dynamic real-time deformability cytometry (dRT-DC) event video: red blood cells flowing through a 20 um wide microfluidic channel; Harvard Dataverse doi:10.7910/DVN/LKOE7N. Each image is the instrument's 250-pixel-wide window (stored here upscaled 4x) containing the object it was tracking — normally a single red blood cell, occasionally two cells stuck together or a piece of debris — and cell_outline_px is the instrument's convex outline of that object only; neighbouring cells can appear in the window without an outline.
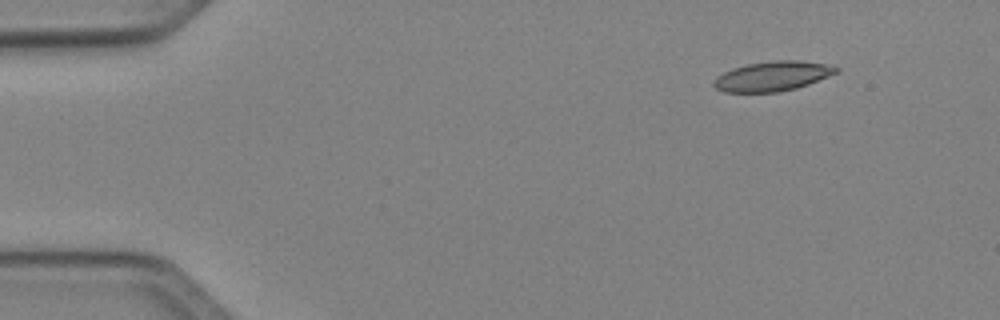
{"species": "Egyptian fruit bat (a non-hibernating species)", "species_latin": "Rousettus aegyptiacus", "temperature_condition": "cold", "stored_images_in_passage": 5, "camera_frame_rate_fps": 3000, "um_per_image_px": 0.085, "animal": {"sex": "female"}, "frame": {"image": 1, "passage_image": 1, "time_ms": 0.0, "image_size_px": [1000, 320], "cell_outline_px": [[840, 68], [836, 72], [828, 76], [808, 84], [796, 88], [776, 92], [724, 92], [716, 88], [712, 84], [716, 76], [732, 68], [748, 64], [772, 60], [800, 60], [824, 64]], "centroid_in_image_um": [65.62, 6.47], "position_along_channel_um": 19.4, "area_um2": 21.04}}
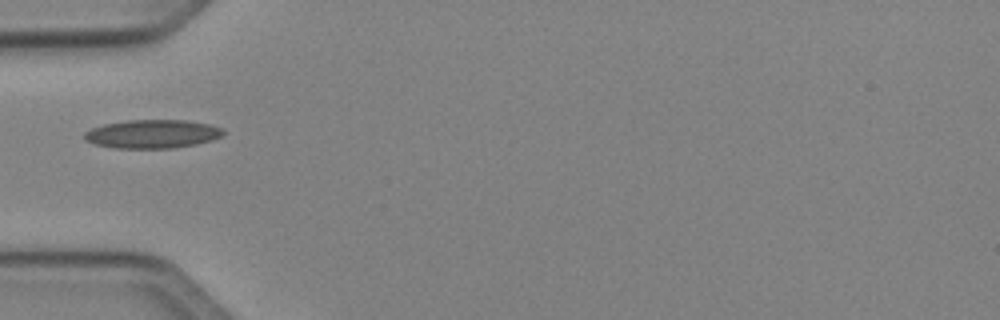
{"frame": {"image": 2, "passage_image": 4, "time_ms": 3.667, "image_size_px": [1000, 320], "cell_outline_px": [[224, 132], [220, 136], [212, 140], [196, 144], [172, 148], [116, 148], [96, 144], [84, 140], [84, 132], [92, 128], [104, 124], [128, 120], [188, 120], [212, 124], [224, 128]], "centroid_in_image_um": [12.98, 11.38], "position_along_channel_um": 72.0, "area_um2": 23.18}}
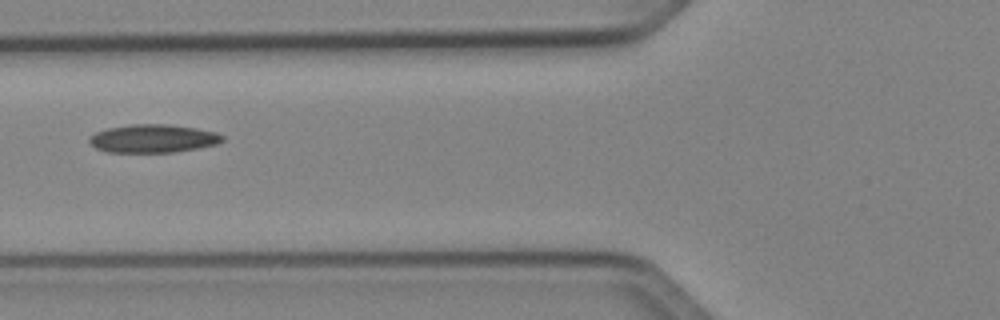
{"frame": {"image": 3, "passage_image": 5, "time_ms": 4.667, "image_size_px": [1000, 320], "cell_outline_px": [[224, 140], [216, 144], [196, 148], [172, 152], [108, 152], [96, 148], [88, 140], [88, 136], [96, 132], [108, 128], [128, 124], [168, 124], [196, 128], [216, 132], [224, 136]], "centroid_in_image_um": [12.99, 11.76], "position_along_channel_um": 112.8, "area_um2": 21.85}}